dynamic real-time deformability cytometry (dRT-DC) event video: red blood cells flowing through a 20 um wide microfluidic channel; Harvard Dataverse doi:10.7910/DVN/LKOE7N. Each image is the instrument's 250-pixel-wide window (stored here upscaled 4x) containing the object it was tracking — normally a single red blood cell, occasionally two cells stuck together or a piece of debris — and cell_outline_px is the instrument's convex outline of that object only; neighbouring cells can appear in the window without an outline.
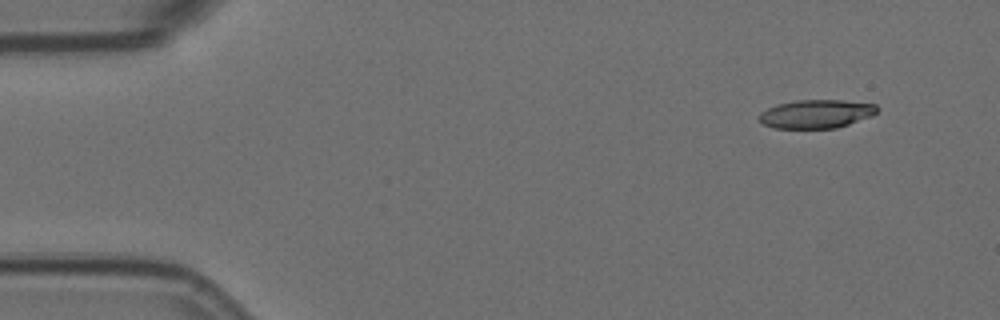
{"species": "Egyptian fruit bat (a non-hibernating species)", "species_latin": "Rousettus aegyptiacus", "temperature_condition": "room temperature", "stored_images_in_passage": 5, "camera_frame_rate_fps": 3000, "um_per_image_px": 0.085, "animal": {"sex": "female"}, "frame": {"image": 1, "passage_image": 2, "time_ms": 0.333, "image_size_px": [1000, 320], "cell_outline_px": [[880, 108], [872, 116], [836, 128], [776, 128], [760, 124], [756, 116], [760, 112], [776, 104], [796, 100], [840, 100], [876, 104]], "centroid_in_image_um": [69.33, 9.68], "position_along_channel_um": 15.7, "area_um2": 19.83}}
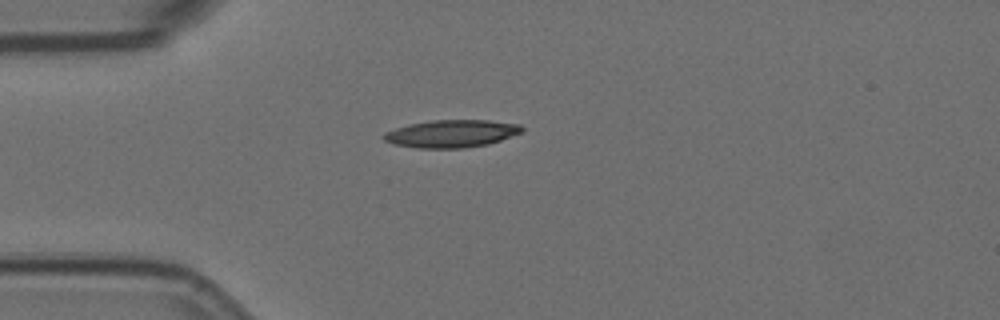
{"frame": {"image": 2, "passage_image": 5, "time_ms": 1.333, "image_size_px": [1000, 320], "cell_outline_px": [[524, 132], [488, 144], [464, 148], [416, 148], [392, 144], [384, 140], [380, 136], [384, 132], [408, 124], [432, 120], [488, 120], [520, 124], [524, 128]], "centroid_in_image_um": [38.36, 11.36], "position_along_channel_um": 46.6, "area_um2": 22.43}}